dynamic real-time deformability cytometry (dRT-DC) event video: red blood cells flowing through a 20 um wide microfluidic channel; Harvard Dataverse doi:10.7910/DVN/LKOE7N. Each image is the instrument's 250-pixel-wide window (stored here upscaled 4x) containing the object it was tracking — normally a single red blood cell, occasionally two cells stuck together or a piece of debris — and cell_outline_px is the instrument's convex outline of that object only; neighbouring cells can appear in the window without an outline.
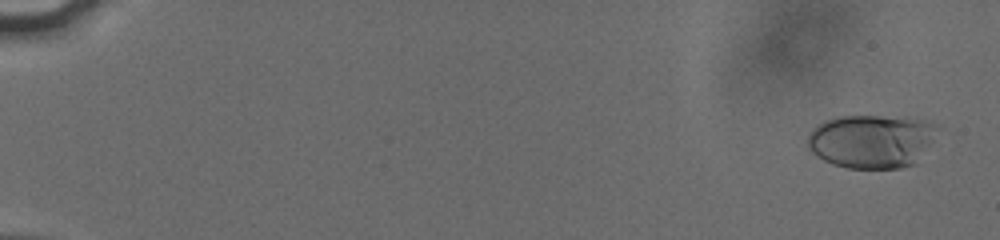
{"species": "human", "species_latin": "Homo sapiens", "temperature_condition": "cold", "stored_images_in_passage": 57, "camera_frame_rate_fps": 3000, "um_per_image_px": 0.085, "donor": {"sex": "male"}, "frame": {"image": 1, "passage_image": 3, "time_ms": 0.667, "image_size_px": [1000, 240], "cell_outline_px": [[944, 128], [916, 164], [900, 168], [848, 168], [832, 164], [816, 156], [808, 148], [808, 136], [812, 128], [824, 120], [836, 116], [916, 116], [932, 120]], "centroid_in_image_um": [74.21, 11.96], "position_along_channel_um": 10.8, "area_um2": 42.08}}
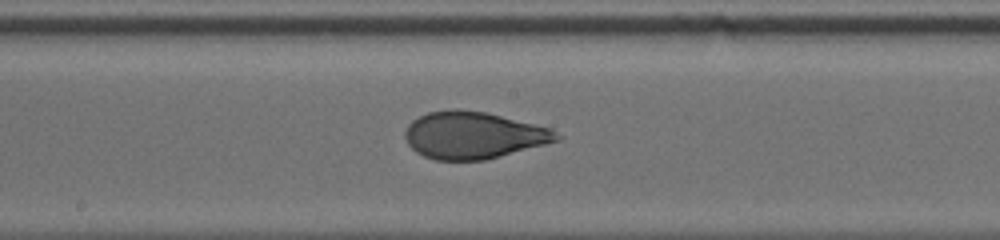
{"frame": {"image": 2, "passage_image": 33, "time_ms": 10.667, "image_size_px": [1000, 240], "cell_outline_px": [[564, 136], [560, 140], [500, 156], [484, 160], [436, 160], [424, 156], [416, 152], [408, 144], [404, 136], [404, 132], [408, 124], [412, 120], [428, 112], [456, 108], [488, 112], [552, 128]], "centroid_in_image_um": [40.26, 11.48], "position_along_channel_um": 207.9, "area_um2": 41.85}}
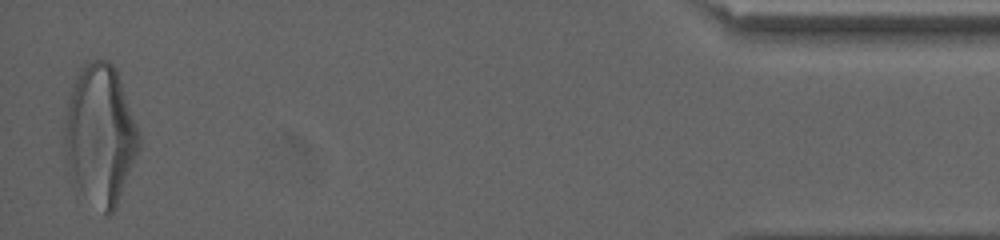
{"frame": {"image": 3, "passage_image": 56, "time_ms": 18.333, "image_size_px": [1000, 240], "cell_outline_px": [[140, 148], [116, 208], [108, 216], [72, 184], [68, 172], [64, 140], [64, 124], [68, 100], [76, 72], [84, 60], [108, 60], [116, 68], [136, 124], [140, 136]], "centroid_in_image_um": [8.49, 11.44], "position_along_channel_um": 426.7, "area_um2": 61.04}, "authors_computed_cell_mechanics": {"area_um2": 41.4426, "velocity_mm_per_s": 3.8114, "shape_relaxation_time_tau1_ms": 4.1862, "shape_relaxation_time_tau2_ms": 0.8567, "deformation_change_tau1": 0.1769, "deformation_change_tau2": 0.0686}}